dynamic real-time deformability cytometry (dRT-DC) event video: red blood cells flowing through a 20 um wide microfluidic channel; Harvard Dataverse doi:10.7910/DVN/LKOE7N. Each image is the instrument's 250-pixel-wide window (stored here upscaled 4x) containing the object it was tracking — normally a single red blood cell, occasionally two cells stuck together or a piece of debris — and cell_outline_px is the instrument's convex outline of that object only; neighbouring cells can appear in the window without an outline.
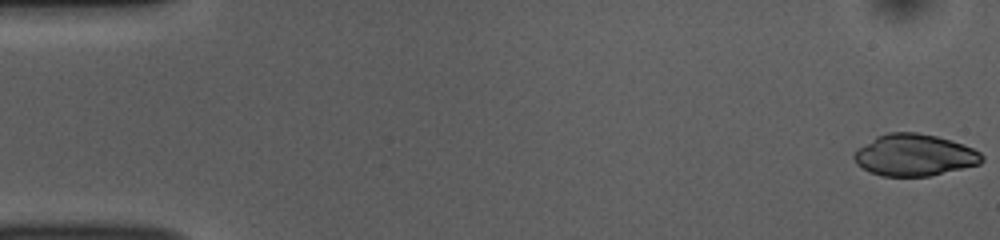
{"species": "common noctule bat (a hibernating species)", "species_latin": "Nyctalus noctula", "temperature_condition": "room temperature", "stored_images_in_passage": 53, "camera_frame_rate_fps": 3000, "um_per_image_px": 0.085, "animal": {"sex": "female", "body_mass_g": 10.0, "forearm_length_mm": 53.1}, "frame": {"image": 1, "passage_image": 1, "time_ms": 0.0, "image_size_px": [1000, 240], "cell_outline_px": [[984, 160], [980, 164], [928, 176], [880, 176], [856, 164], [852, 156], [856, 148], [876, 136], [888, 132], [916, 132], [936, 136], [952, 140], [972, 148], [980, 152], [984, 156]], "centroid_in_image_um": [77.7, 13.17], "position_along_channel_um": 7.3, "area_um2": 31.21}}